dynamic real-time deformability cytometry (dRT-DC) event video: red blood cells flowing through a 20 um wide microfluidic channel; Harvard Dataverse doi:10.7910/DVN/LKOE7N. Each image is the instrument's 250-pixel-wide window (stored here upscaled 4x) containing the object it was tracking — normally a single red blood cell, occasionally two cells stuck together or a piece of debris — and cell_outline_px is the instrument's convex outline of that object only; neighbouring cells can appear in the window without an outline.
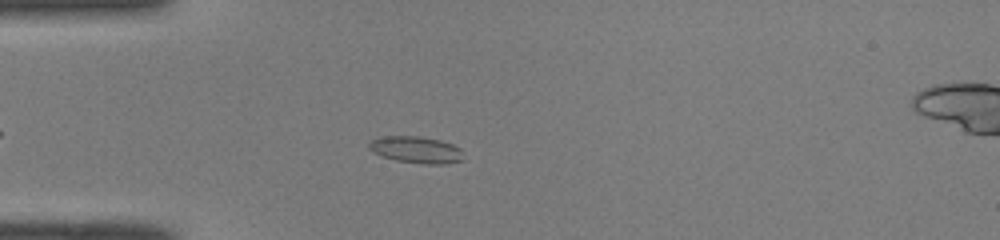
{"species": "common noctule bat (a hibernating species)", "species_latin": "Nyctalus noctula", "temperature_condition": "room temperature", "stored_images_in_passage": 47, "camera_frame_rate_fps": 3000, "um_per_image_px": 0.085, "animal": {"sex": "male", "body_mass_g": 19.0, "forearm_length_mm": 50.8}, "frame": {"image": 1, "passage_image": 11, "time_ms": 3.333, "image_size_px": [1000, 240], "cell_outline_px": [[464, 160], [444, 164], [424, 164], [396, 160], [372, 152], [368, 148], [368, 144], [372, 140], [384, 136], [416, 136], [440, 140], [452, 144], [460, 148]], "centroid_in_image_um": [35.39, 12.73], "position_along_channel_um": 49.6, "area_um2": 14.62}}
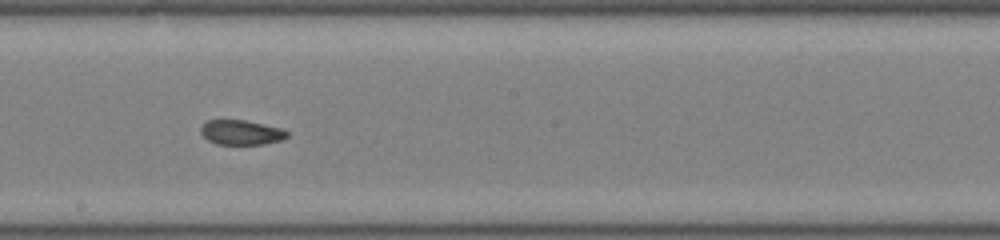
{"frame": {"image": 2, "passage_image": 25, "time_ms": 8.0, "image_size_px": [1000, 240], "cell_outline_px": [[288, 136], [280, 140], [264, 144], [216, 144], [208, 140], [200, 132], [200, 128], [208, 120], [244, 120], [284, 128], [288, 132]], "centroid_in_image_um": [20.52, 11.25], "position_along_channel_um": 227.7, "area_um2": 12.43}}
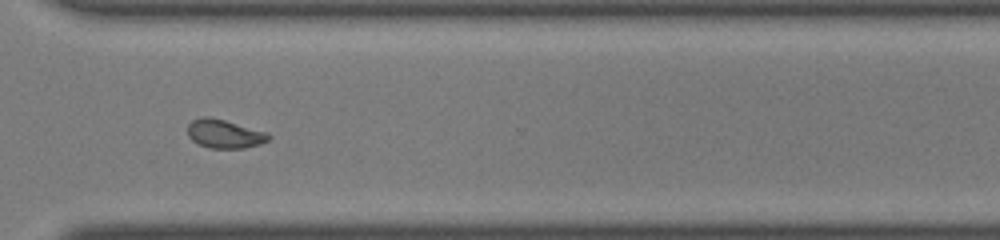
{"frame": {"image": 3, "passage_image": 34, "time_ms": 11.0, "image_size_px": [1000, 240], "cell_outline_px": [[272, 136], [268, 140], [260, 144], [244, 148], [208, 148], [192, 140], [188, 136], [188, 124], [192, 120], [204, 116], [208, 116], [224, 120], [268, 132]], "centroid_in_image_um": [19.09, 11.37], "position_along_channel_um": 351.5, "area_um2": 13.53}, "authors_computed_cell_mechanics": {"area_um2": 13.583, "velocity_mm_per_s": 4.101, "shape_relaxation_time_tau1_ms": null, "shape_relaxation_time_tau2_ms": 2.072, "deformation_change_tau1": null, "deformation_change_tau2": 0.0658}}